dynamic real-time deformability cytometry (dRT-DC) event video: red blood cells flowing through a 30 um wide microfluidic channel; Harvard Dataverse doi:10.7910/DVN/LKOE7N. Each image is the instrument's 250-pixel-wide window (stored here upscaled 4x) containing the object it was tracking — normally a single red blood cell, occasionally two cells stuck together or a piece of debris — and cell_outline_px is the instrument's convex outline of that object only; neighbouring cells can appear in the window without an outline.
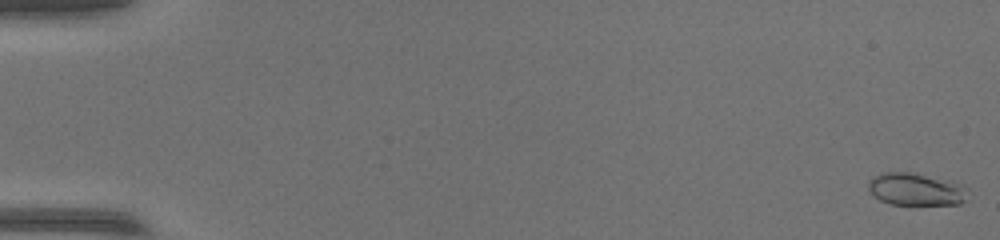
{"species": "common noctule bat (a hibernating species)", "species_latin": "Nyctalus noctula", "temperature_condition": "warm", "stored_images_in_passage": 54, "camera_frame_rate_fps": 3000, "um_per_image_px": 0.085, "animal": {"sex": "female", "body_mass_g": 17.0, "forearm_length_mm": 48.0}, "frame": {"image": 1, "passage_image": 1, "time_ms": 0.0, "image_size_px": [1000, 240], "cell_outline_px": [[968, 188], [964, 200], [960, 204], [892, 204], [880, 200], [868, 188], [868, 180], [872, 176], [880, 172], [912, 172], [952, 180]], "centroid_in_image_um": [77.84, 16.06], "position_along_channel_um": 7.2, "area_um2": 18.9}}
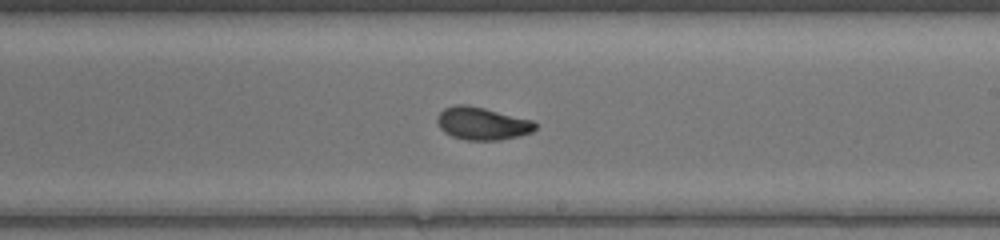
{"frame": {"image": 2, "passage_image": 33, "time_ms": 10.667, "image_size_px": [1000, 240], "cell_outline_px": [[536, 128], [532, 132], [520, 136], [500, 140], [468, 140], [452, 136], [444, 132], [440, 128], [436, 120], [436, 116], [444, 108], [456, 104], [468, 104], [532, 120], [536, 124]], "centroid_in_image_um": [40.96, 10.49], "position_along_channel_um": 248.0, "area_um2": 18.73}}
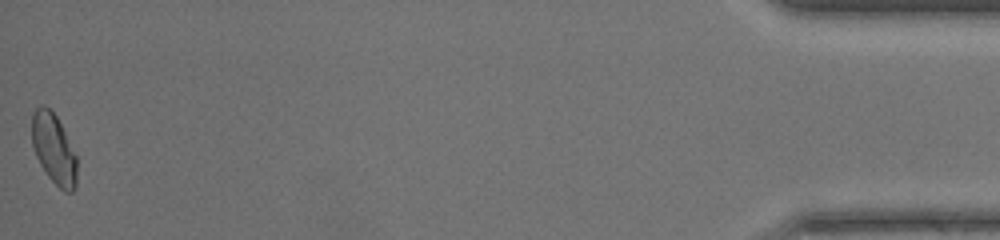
{"frame": {"image": 3, "passage_image": 54, "time_ms": 17.667, "image_size_px": [1000, 240], "cell_outline_px": [[76, 184], [72, 192], [64, 192], [48, 176], [40, 164], [36, 156], [32, 144], [32, 112], [40, 104], [44, 104], [56, 116], [76, 156]], "centroid_in_image_um": [4.55, 12.65], "position_along_channel_um": 430.7, "area_um2": 18.15}}